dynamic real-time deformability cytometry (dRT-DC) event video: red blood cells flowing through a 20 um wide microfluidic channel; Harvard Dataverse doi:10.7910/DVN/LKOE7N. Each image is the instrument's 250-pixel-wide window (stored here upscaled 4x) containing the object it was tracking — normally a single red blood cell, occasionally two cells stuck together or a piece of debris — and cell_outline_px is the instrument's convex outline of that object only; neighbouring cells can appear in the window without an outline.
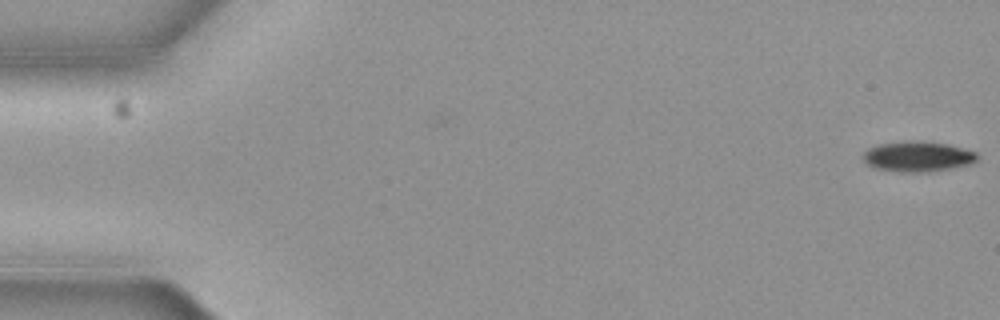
{"species": "common noctule bat (a hibernating species)", "species_latin": "Nyctalus noctula", "temperature_condition": "cold", "stored_images_in_passage": 2, "camera_frame_rate_fps": 3000, "um_per_image_px": 0.085, "animal": {"sex": "female", "body_mass_g": 19.3, "forearm_length_mm": 54.1}, "frame": {"image": 1, "passage_image": 2, "time_ms": 0.333, "image_size_px": [1000, 320], "cell_outline_px": [[976, 160], [972, 164], [928, 172], [896, 172], [876, 168], [868, 164], [864, 160], [864, 152], [868, 148], [880, 144], [948, 144], [976, 152]], "centroid_in_image_um": [78.02, 13.37], "position_along_channel_um": 7.0, "area_um2": 19.02}}